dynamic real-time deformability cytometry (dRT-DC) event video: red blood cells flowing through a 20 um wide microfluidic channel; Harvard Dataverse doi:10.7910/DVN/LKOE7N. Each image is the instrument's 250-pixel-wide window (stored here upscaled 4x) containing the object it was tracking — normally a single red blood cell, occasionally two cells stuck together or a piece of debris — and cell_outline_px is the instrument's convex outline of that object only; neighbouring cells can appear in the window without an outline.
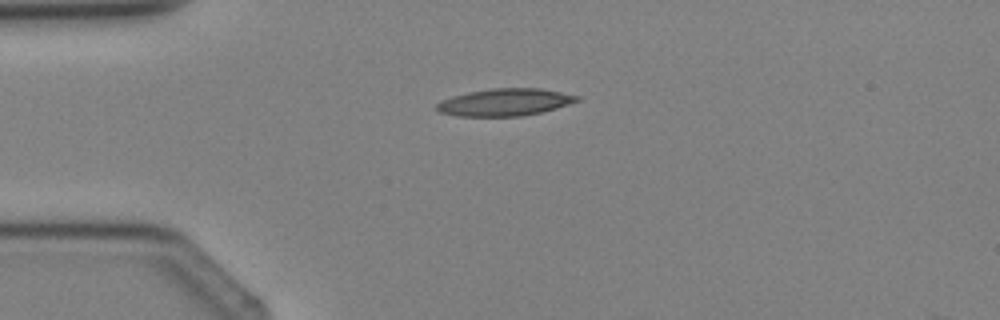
{"species": "Egyptian fruit bat (a non-hibernating species)", "species_latin": "Rousettus aegyptiacus", "temperature_condition": "cold", "stored_images_in_passage": 3, "camera_frame_rate_fps": 3000, "um_per_image_px": 0.085, "animal": {"sex": "female"}, "frame": {"image": 1, "passage_image": 2, "time_ms": 1.333, "image_size_px": [1000, 320], "cell_outline_px": [[580, 100], [556, 108], [524, 116], [456, 116], [440, 112], [436, 108], [436, 104], [440, 100], [452, 96], [468, 92], [492, 88], [540, 88], [580, 96]], "centroid_in_image_um": [42.89, 8.69], "position_along_channel_um": 42.1, "area_um2": 22.25}}